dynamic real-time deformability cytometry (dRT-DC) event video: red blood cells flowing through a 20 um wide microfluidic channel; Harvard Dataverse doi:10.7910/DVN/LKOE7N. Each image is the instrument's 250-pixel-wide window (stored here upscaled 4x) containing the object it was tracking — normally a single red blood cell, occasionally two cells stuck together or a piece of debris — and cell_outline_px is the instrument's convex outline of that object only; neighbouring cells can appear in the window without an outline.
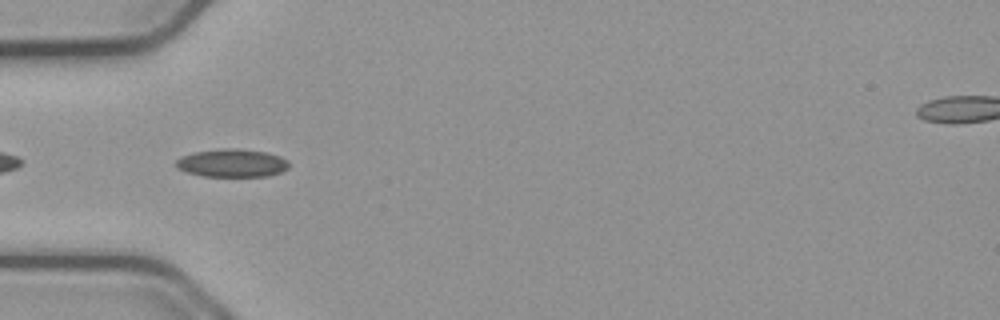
{"species": "common noctule bat (a hibernating species)", "species_latin": "Nyctalus noctula", "temperature_condition": "cold", "stored_images_in_passage": 3, "camera_frame_rate_fps": 3000, "um_per_image_px": 0.085, "animal": {"sex": "male", "body_mass_g": 23.1, "forearm_length_mm": 52.7}, "frame": {"image": 1, "passage_image": 1, "time_ms": 0.0, "image_size_px": [1000, 320], "cell_outline_px": [[288, 168], [280, 172], [268, 176], [204, 176], [188, 172], [176, 168], [176, 160], [180, 156], [192, 152], [224, 148], [240, 148], [268, 152], [280, 156], [288, 160]], "centroid_in_image_um": [19.72, 13.84], "position_along_channel_um": 65.3, "area_um2": 18.61}}